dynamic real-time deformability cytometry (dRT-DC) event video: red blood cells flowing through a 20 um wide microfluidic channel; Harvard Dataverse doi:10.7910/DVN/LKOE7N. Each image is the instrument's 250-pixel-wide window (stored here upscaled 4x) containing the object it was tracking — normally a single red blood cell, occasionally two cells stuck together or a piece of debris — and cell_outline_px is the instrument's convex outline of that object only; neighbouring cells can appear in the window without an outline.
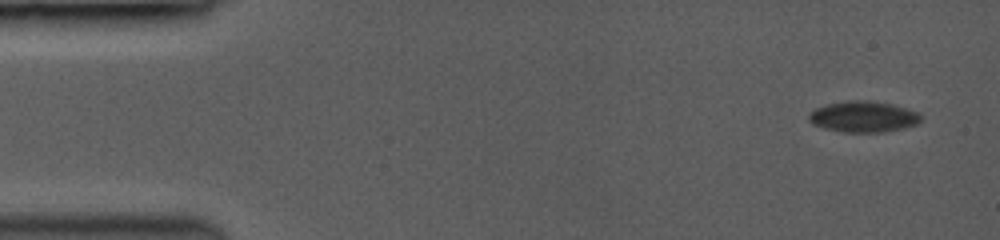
{"species": "common noctule bat (a hibernating species)", "species_latin": "Nyctalus noctula", "temperature_condition": "room temperature", "stored_images_in_passage": 15, "camera_frame_rate_fps": 3500, "um_per_image_px": 0.085, "animal": {"sex": "female", "body_mass_g": 19.0, "forearm_length_mm": 53.3}, "frame": {"image": 1, "passage_image": 1, "time_ms": 0.0, "image_size_px": [1000, 240], "cell_outline_px": [[924, 116], [916, 124], [904, 128], [880, 132], [844, 132], [824, 128], [812, 124], [808, 120], [808, 112], [824, 104], [848, 100], [868, 100], [892, 104], [920, 112]], "centroid_in_image_um": [73.37, 9.9], "position_along_channel_um": 11.6, "area_um2": 20.52}}